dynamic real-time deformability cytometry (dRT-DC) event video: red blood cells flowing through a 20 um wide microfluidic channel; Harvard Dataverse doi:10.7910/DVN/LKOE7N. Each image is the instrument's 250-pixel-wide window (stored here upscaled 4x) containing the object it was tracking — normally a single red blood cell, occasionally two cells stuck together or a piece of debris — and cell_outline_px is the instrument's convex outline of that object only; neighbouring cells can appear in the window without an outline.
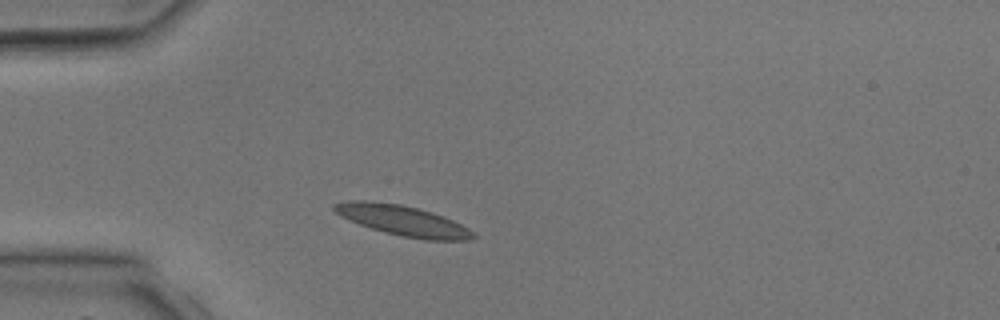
{"species": "common noctule bat (a hibernating species)", "species_latin": "Nyctalus noctula", "temperature_condition": "room temperature", "stored_images_in_passage": 2, "camera_frame_rate_fps": 3000, "um_per_image_px": 0.085, "animal": {"sex": "male", "body_mass_g": 17.9, "forearm_length_mm": 54.2}, "frame": {"image": 1, "passage_image": 2, "time_ms": 1.333, "image_size_px": [1000, 320], "cell_outline_px": [[476, 236], [468, 240], [424, 240], [384, 232], [360, 224], [340, 216], [332, 208], [332, 204], [348, 200], [368, 200], [400, 204], [432, 212], [444, 216], [468, 228]], "centroid_in_image_um": [34.21, 18.73], "position_along_channel_um": 50.8, "area_um2": 24.33}}